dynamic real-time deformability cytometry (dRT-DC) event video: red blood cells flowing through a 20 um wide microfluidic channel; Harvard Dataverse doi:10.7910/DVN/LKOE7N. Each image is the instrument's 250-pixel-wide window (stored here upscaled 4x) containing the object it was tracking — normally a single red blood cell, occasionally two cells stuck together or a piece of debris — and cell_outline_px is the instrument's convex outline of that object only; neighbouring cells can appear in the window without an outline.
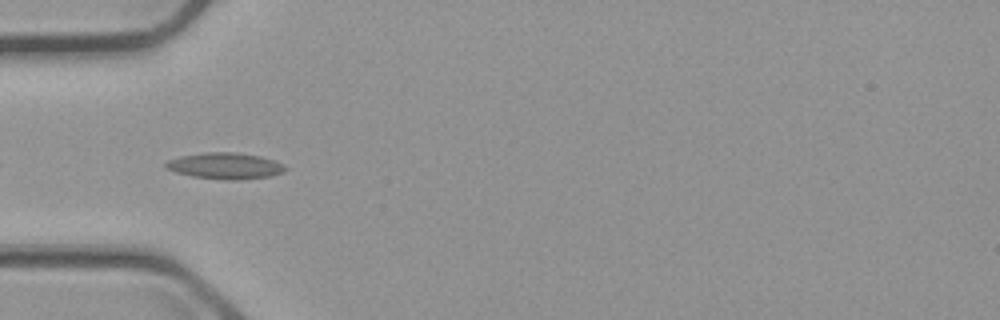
{"species": "common noctule bat (a hibernating species)", "species_latin": "Nyctalus noctula", "temperature_condition": "cold", "stored_images_in_passage": 8, "camera_frame_rate_fps": 3000, "um_per_image_px": 0.085, "animal": {"sex": "male", "body_mass_g": 23.1, "forearm_length_mm": 52.7}, "frame": {"image": 1, "passage_image": 6, "time_ms": 5.667, "image_size_px": [1000, 320], "cell_outline_px": [[288, 168], [284, 172], [268, 176], [236, 180], [224, 180], [192, 176], [176, 172], [164, 168], [164, 164], [168, 160], [180, 156], [204, 152], [236, 152], [260, 156], [284, 164]], "centroid_in_image_um": [19.12, 14.09], "position_along_channel_um": 65.9, "area_um2": 18.32}}
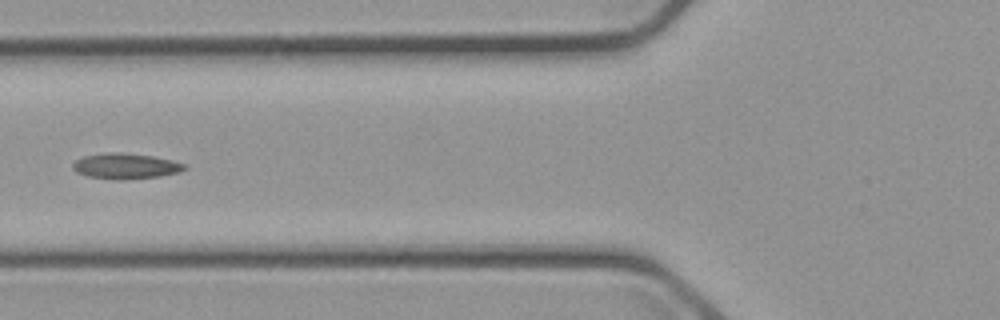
{"frame": {"image": 2, "passage_image": 7, "time_ms": 7.0, "image_size_px": [1000, 320], "cell_outline_px": [[188, 168], [180, 172], [160, 176], [120, 180], [116, 180], [88, 176], [76, 172], [72, 168], [72, 164], [76, 160], [84, 156], [112, 152], [120, 152], [152, 156], [172, 160], [184, 164]], "centroid_in_image_um": [10.68, 14.12], "position_along_channel_um": 115.1, "area_um2": 16.59}}
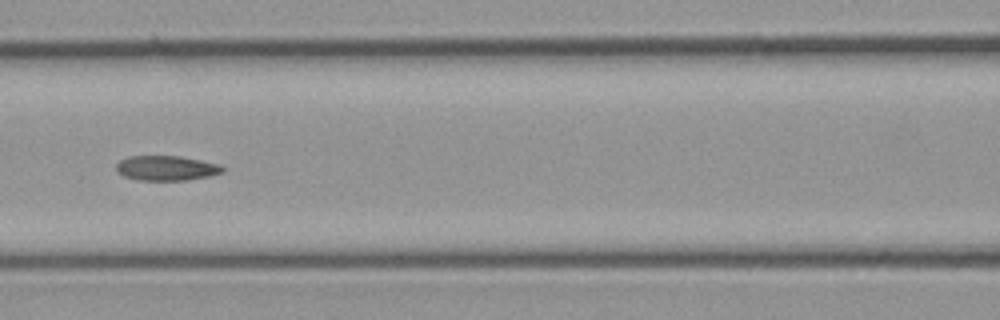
{"frame": {"image": 3, "passage_image": 8, "time_ms": 8.0, "image_size_px": [1000, 320], "cell_outline_px": [[224, 172], [208, 176], [188, 180], [140, 180], [124, 176], [116, 172], [116, 164], [120, 160], [128, 156], [180, 156], [220, 164], [224, 168]], "centroid_in_image_um": [14.13, 14.28], "position_along_channel_um": 152.5, "area_um2": 15.43}}